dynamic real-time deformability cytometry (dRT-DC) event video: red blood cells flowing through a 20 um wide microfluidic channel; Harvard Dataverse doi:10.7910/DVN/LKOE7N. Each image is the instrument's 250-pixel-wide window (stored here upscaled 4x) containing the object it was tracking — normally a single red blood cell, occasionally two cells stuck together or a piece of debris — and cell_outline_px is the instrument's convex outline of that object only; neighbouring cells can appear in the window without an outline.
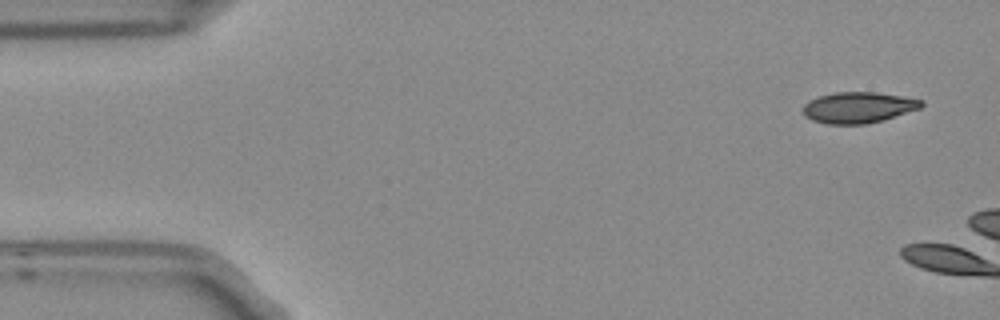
{"species": "Egyptian fruit bat (a non-hibernating species)", "species_latin": "Rousettus aegyptiacus", "temperature_condition": "room temperature", "stored_images_in_passage": 2, "camera_frame_rate_fps": 3000, "um_per_image_px": 0.085, "frame": {"image": 1, "passage_image": 1, "time_ms": 0.0, "image_size_px": [1000, 320], "cell_outline_px": [[924, 104], [920, 108], [884, 120], [868, 124], [828, 124], [812, 120], [804, 116], [804, 104], [808, 100], [820, 96], [836, 92], [876, 92], [924, 100]], "centroid_in_image_um": [72.96, 9.14], "position_along_channel_um": 12.0, "area_um2": 21.39}}